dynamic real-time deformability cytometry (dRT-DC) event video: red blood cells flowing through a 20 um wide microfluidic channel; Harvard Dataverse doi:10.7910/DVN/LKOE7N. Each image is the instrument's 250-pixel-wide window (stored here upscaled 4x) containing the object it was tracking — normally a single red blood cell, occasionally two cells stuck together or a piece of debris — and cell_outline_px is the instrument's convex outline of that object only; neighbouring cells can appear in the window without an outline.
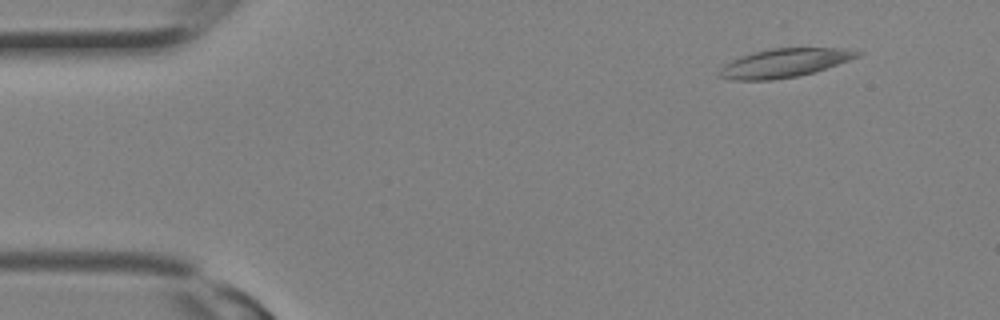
{"species": "Egyptian fruit bat (a non-hibernating species)", "species_latin": "Rousettus aegyptiacus", "temperature_condition": "room temperature", "stored_images_in_passage": 17, "camera_frame_rate_fps": 3000, "um_per_image_px": 0.085, "animal": {"sex": "female"}, "frame": {"image": 1, "passage_image": 3, "time_ms": 0.667, "image_size_px": [1000, 320], "cell_outline_px": [[864, 52], [860, 56], [812, 72], [796, 76], [772, 80], [728, 80], [720, 76], [716, 72], [724, 64], [740, 56], [752, 52], [772, 48], [844, 48]], "centroid_in_image_um": [66.61, 5.35], "position_along_channel_um": 18.4, "area_um2": 22.95}}
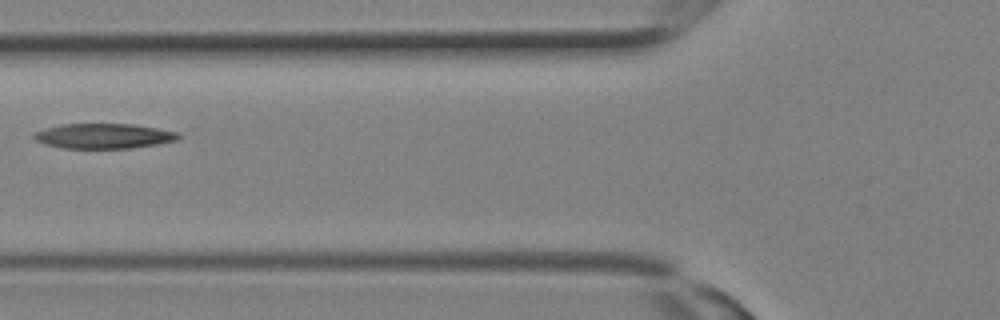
{"frame": {"image": 2, "passage_image": 11, "time_ms": 3.333, "image_size_px": [1000, 320], "cell_outline_px": [[180, 136], [176, 140], [156, 144], [132, 148], [64, 148], [44, 144], [36, 140], [32, 136], [32, 132], [44, 128], [60, 124], [132, 124], [156, 128], [176, 132]], "centroid_in_image_um": [8.73, 11.56], "position_along_channel_um": 117.1, "area_um2": 20.98}}
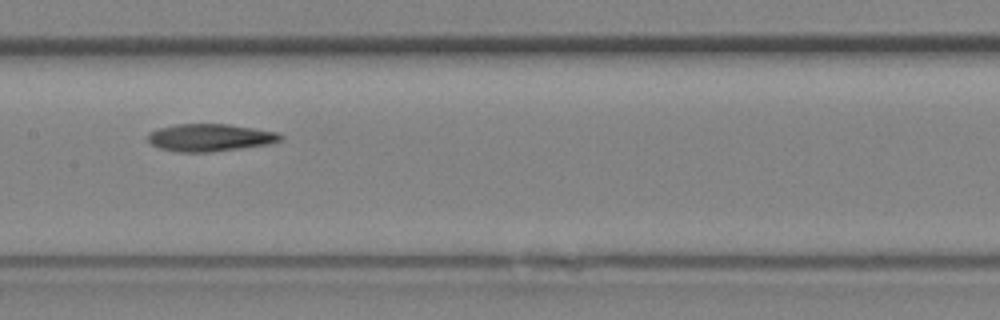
{"frame": {"image": 3, "passage_image": 14, "time_ms": 4.333, "image_size_px": [1000, 320], "cell_outline_px": [[284, 140], [272, 144], [212, 152], [176, 152], [160, 148], [152, 144], [148, 140], [148, 132], [160, 128], [176, 124], [228, 124], [276, 132], [284, 136]], "centroid_in_image_um": [17.89, 11.7], "position_along_channel_um": 189.5, "area_um2": 21.33}}